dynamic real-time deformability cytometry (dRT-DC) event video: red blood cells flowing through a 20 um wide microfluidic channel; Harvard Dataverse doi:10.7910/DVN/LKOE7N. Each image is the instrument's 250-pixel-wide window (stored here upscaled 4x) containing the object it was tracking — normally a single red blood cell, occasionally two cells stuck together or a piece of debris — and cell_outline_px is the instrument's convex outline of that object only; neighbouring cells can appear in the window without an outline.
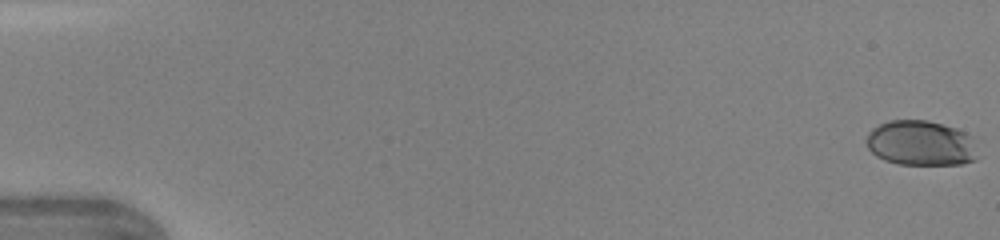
{"species": "human", "species_latin": "Homo sapiens", "temperature_condition": "warm", "stored_images_in_passage": 45, "camera_frame_rate_fps": 3000, "um_per_image_px": 0.085, "donor": {"sex": "female"}, "frame": {"image": 1, "passage_image": 1, "time_ms": 0.0, "image_size_px": [1000, 240], "cell_outline_px": [[976, 160], [960, 164], [900, 164], [884, 160], [876, 156], [868, 148], [868, 132], [872, 128], [888, 120], [928, 120], [956, 128], [976, 136]], "centroid_in_image_um": [78.32, 12.16], "position_along_channel_um": 6.7, "area_um2": 29.54}}
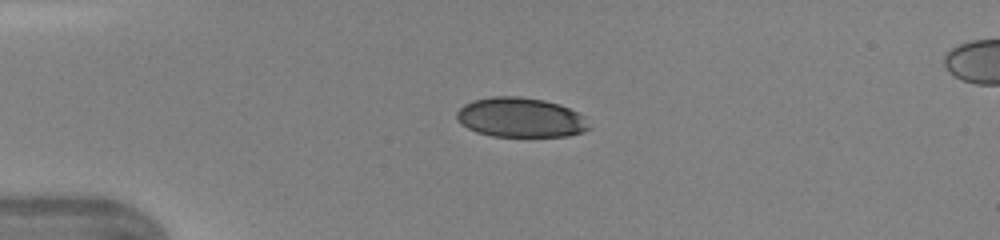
{"frame": {"image": 2, "passage_image": 12, "time_ms": 3.667, "image_size_px": [1000, 240], "cell_outline_px": [[592, 128], [584, 132], [568, 136], [492, 136], [476, 132], [460, 124], [456, 120], [456, 112], [464, 104], [472, 100], [492, 96], [516, 96], [544, 100], [560, 104], [584, 116]], "centroid_in_image_um": [44.24, 9.99], "position_along_channel_um": 40.8, "area_um2": 30.81}}
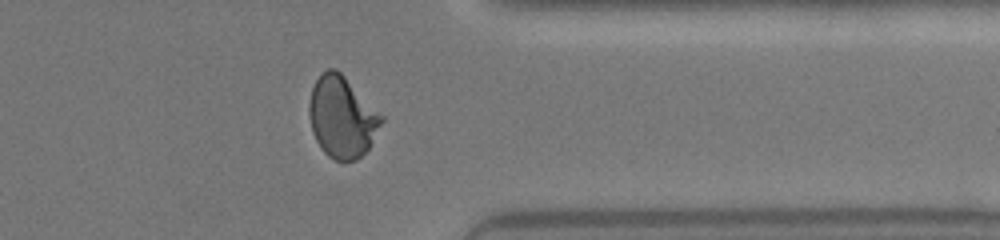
{"frame": {"image": 3, "passage_image": 37, "time_ms": 12.0, "image_size_px": [1000, 240], "cell_outline_px": [[384, 120], [368, 148], [356, 160], [336, 160], [328, 156], [320, 148], [312, 132], [308, 112], [308, 104], [312, 88], [320, 72], [328, 68], [336, 68], [384, 116]], "centroid_in_image_um": [29.05, 9.93], "position_along_channel_um": 382.4, "area_um2": 34.22}}